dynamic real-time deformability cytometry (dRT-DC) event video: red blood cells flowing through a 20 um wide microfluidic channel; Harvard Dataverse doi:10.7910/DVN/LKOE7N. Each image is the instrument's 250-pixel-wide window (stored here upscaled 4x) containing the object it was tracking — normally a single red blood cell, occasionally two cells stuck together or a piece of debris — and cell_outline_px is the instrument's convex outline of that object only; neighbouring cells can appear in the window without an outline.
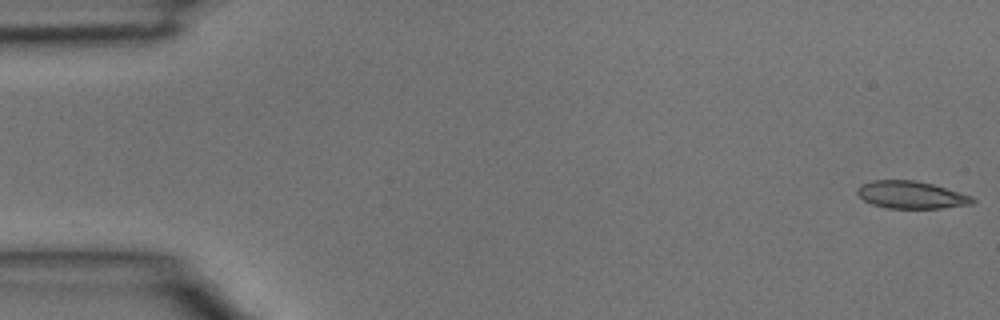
{"species": "common noctule bat (a hibernating species)", "species_latin": "Nyctalus noctula", "temperature_condition": "room temperature", "stored_images_in_passage": 4, "camera_frame_rate_fps": 3000, "um_per_image_px": 0.085, "animal": {"sex": "male", "body_mass_g": 15.6}, "frame": {"image": 1, "passage_image": 1, "time_ms": 0.0, "image_size_px": [1000, 320], "cell_outline_px": [[976, 200], [972, 204], [940, 208], [888, 208], [872, 204], [864, 200], [856, 192], [856, 188], [860, 184], [872, 180], [916, 180], [932, 184], [972, 196]], "centroid_in_image_um": [77.42, 16.55], "position_along_channel_um": 7.6, "area_um2": 18.38}}
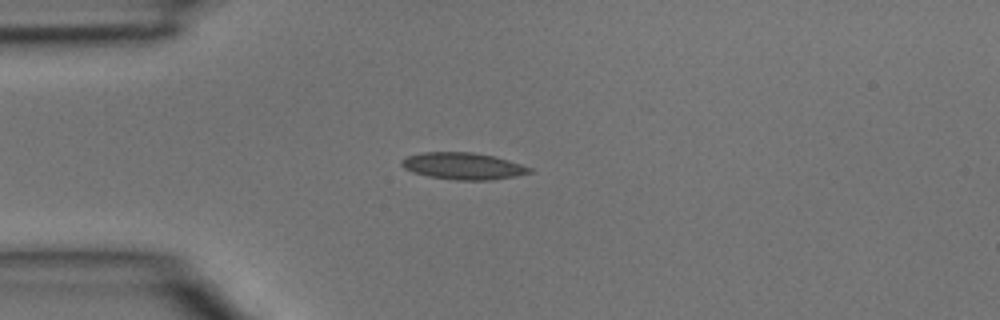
{"frame": {"image": 2, "passage_image": 4, "time_ms": 1.0, "image_size_px": [1000, 320], "cell_outline_px": [[532, 172], [516, 176], [492, 180], [456, 180], [428, 176], [412, 172], [404, 168], [400, 164], [400, 160], [408, 156], [424, 152], [472, 152], [492, 156], [508, 160], [532, 168]], "centroid_in_image_um": [39.34, 14.12], "position_along_channel_um": 45.7, "area_um2": 19.94}}